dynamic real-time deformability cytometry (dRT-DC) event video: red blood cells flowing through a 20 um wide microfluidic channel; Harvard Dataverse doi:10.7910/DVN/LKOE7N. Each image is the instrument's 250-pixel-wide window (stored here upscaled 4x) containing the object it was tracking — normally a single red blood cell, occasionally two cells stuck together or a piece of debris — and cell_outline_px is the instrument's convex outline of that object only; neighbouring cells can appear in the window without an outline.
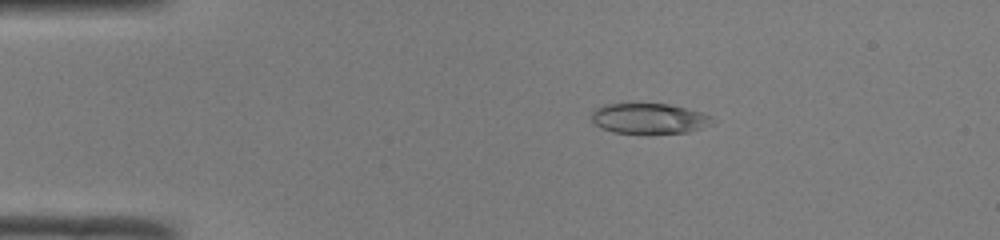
{"species": "common noctule bat (a hibernating species)", "species_latin": "Nyctalus noctula", "temperature_condition": "room temperature", "stored_images_in_passage": 45, "camera_frame_rate_fps": 3000, "um_per_image_px": 0.085, "animal": {"sex": "male", "body_mass_g": 19.0, "forearm_length_mm": 50.8}, "frame": {"image": 1, "passage_image": 5, "time_ms": 1.333, "image_size_px": [1000, 240], "cell_outline_px": [[712, 116], [708, 124], [700, 128], [688, 132], [612, 132], [596, 124], [592, 120], [592, 112], [596, 108], [604, 104], [668, 104], [700, 112]], "centroid_in_image_um": [55.13, 10.05], "position_along_channel_um": 29.9, "area_um2": 20.58}}
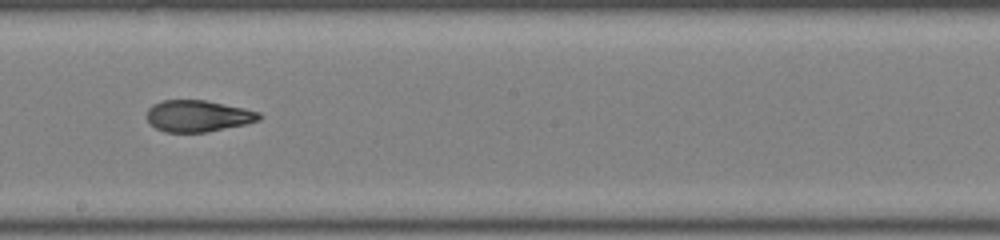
{"frame": {"image": 2, "passage_image": 24, "time_ms": 7.667, "image_size_px": [1000, 240], "cell_outline_px": [[264, 116], [260, 120], [244, 124], [204, 132], [164, 132], [156, 128], [148, 120], [148, 108], [152, 104], [164, 100], [204, 100], [244, 108], [260, 112]], "centroid_in_image_um": [16.84, 9.85], "position_along_channel_um": 231.4, "area_um2": 20.46}}
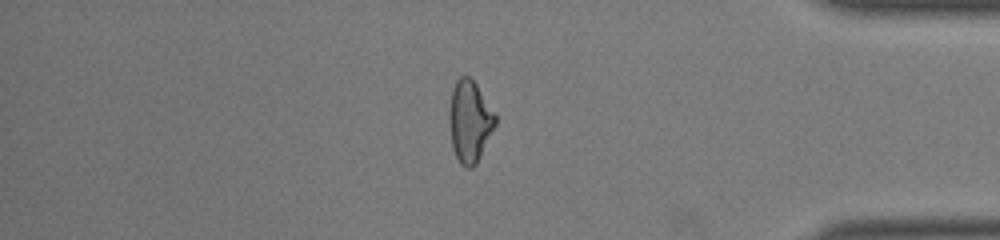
{"frame": {"image": 3, "passage_image": 38, "time_ms": 12.333, "image_size_px": [1000, 240], "cell_outline_px": [[496, 124], [476, 164], [472, 168], [468, 168], [460, 164], [452, 148], [448, 116], [452, 88], [456, 80], [460, 76], [468, 76], [476, 84], [496, 116]], "centroid_in_image_um": [39.9, 10.32], "position_along_channel_um": 395.3, "area_um2": 21.79}, "authors_computed_cell_mechanics": {"area_um2": 21.6172, "velocity_mm_per_s": 4.0835, "shape_relaxation_time_tau1_ms": null, "shape_relaxation_time_tau2_ms": 1.8196, "deformation_change_tau1": null, "deformation_change_tau2": 0.0911}}